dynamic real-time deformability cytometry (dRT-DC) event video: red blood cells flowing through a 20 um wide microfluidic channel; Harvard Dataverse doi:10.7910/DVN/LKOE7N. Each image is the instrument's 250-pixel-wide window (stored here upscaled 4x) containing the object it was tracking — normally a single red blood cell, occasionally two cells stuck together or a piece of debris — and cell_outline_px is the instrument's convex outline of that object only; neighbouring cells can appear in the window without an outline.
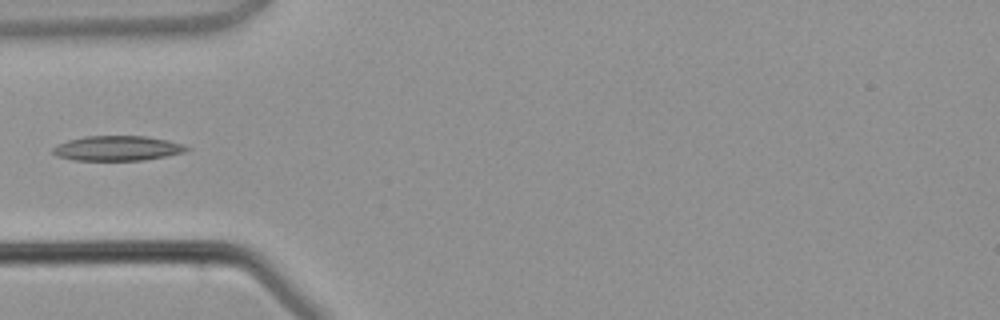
{"species": "common noctule bat (a hibernating species)", "species_latin": "Nyctalus noctula", "temperature_condition": "warm", "stored_images_in_passage": 2, "camera_frame_rate_fps": 3000, "um_per_image_px": 0.085, "animal": {"sex": "male", "body_mass_g": 21.5, "forearm_length_mm": 52.0}, "frame": {"image": 1, "passage_image": 2, "time_ms": 2.0, "image_size_px": [1000, 320], "cell_outline_px": [[192, 148], [184, 152], [144, 160], [72, 160], [56, 156], [52, 152], [52, 148], [56, 144], [68, 140], [84, 136], [144, 136], [168, 140], [184, 144]], "centroid_in_image_um": [9.95, 12.6], "position_along_channel_um": 75.0, "area_um2": 19.48}}